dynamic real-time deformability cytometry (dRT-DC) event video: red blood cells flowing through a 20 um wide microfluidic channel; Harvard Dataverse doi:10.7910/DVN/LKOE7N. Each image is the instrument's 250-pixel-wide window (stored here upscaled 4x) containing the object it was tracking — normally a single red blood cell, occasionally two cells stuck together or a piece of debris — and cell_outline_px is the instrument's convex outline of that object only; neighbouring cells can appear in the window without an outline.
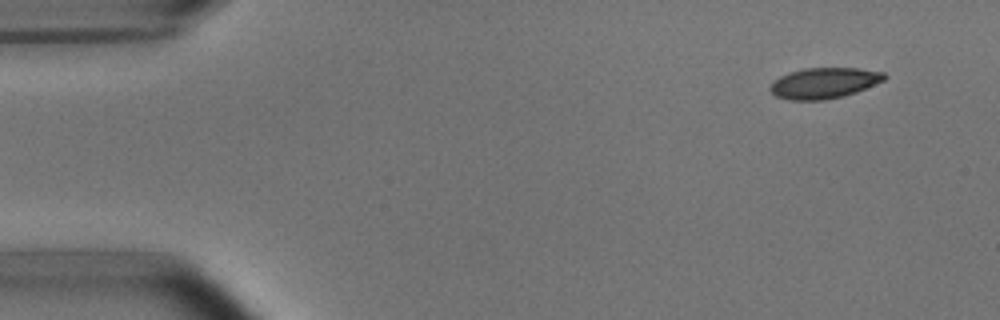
{"species": "common noctule bat (a hibernating species)", "species_latin": "Nyctalus noctula", "temperature_condition": "room temperature", "stored_images_in_passage": 49, "camera_frame_rate_fps": 3000, "um_per_image_px": 0.085, "animal": {"sex": "male", "body_mass_g": 15.6}, "frame": {"image": 1, "passage_image": 1, "time_ms": 0.0, "image_size_px": [1000, 320], "cell_outline_px": [[888, 76], [884, 80], [856, 92], [844, 96], [824, 100], [788, 100], [776, 96], [768, 88], [772, 80], [788, 72], [804, 68], [860, 68], [884, 72]], "centroid_in_image_um": [70.02, 7.05], "position_along_channel_um": 15.0, "area_um2": 20.69}}
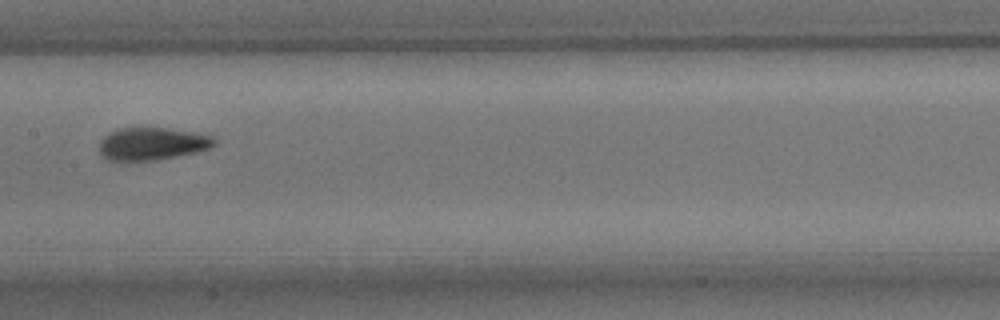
{"frame": {"image": 2, "passage_image": 23, "time_ms": 7.333, "image_size_px": [1000, 320], "cell_outline_px": [[216, 144], [208, 148], [196, 152], [156, 160], [108, 160], [100, 152], [100, 140], [108, 132], [120, 128], [140, 124], [192, 132], [212, 136], [216, 140]], "centroid_in_image_um": [12.89, 12.17], "position_along_channel_um": 194.5, "area_um2": 22.25}}
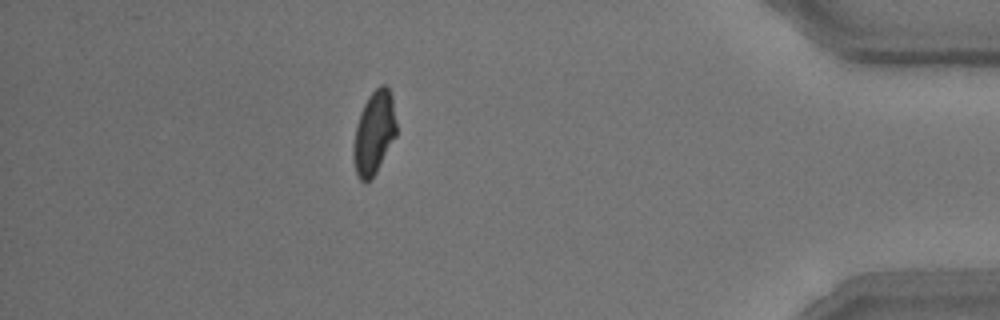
{"frame": {"image": 3, "passage_image": 43, "time_ms": 14.0, "image_size_px": [1000, 320], "cell_outline_px": [[396, 136], [376, 172], [364, 184], [360, 180], [356, 172], [352, 156], [352, 148], [356, 128], [360, 112], [368, 96], [380, 84], [384, 84], [388, 88], [392, 96], [396, 120]], "centroid_in_image_um": [31.79, 11.28], "position_along_channel_um": 403.4, "area_um2": 20.81}, "authors_computed_cell_mechanics": {"area_um2": 21.5594, "velocity_mm_per_s": 3.8095, "shape_relaxation_time_tau1_ms": 3.1867, "shape_relaxation_time_tau2_ms": 1.2566, "deformation_change_tau1": 0.1218, "deformation_change_tau2": 0.0546}}